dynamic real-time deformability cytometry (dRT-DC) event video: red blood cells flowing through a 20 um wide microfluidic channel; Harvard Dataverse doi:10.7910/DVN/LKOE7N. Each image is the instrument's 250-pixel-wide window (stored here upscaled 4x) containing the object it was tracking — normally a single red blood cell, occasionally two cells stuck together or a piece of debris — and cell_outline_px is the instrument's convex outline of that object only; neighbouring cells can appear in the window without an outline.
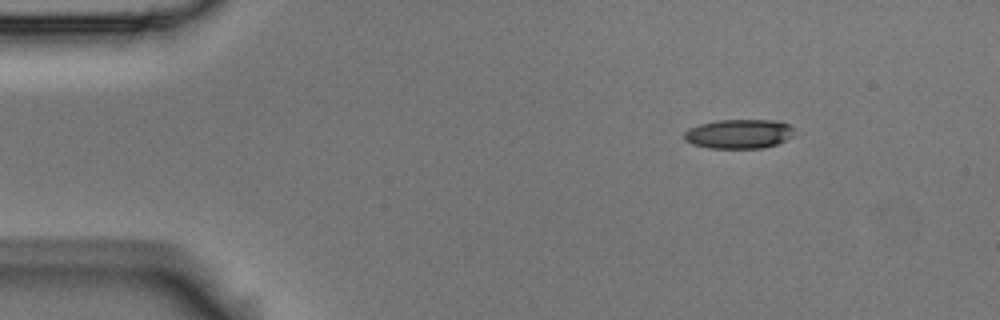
{"species": "Egyptian fruit bat (a non-hibernating species)", "species_latin": "Rousettus aegyptiacus", "temperature_condition": "room temperature", "stored_images_in_passage": 7, "camera_frame_rate_fps": 3000, "um_per_image_px": 0.085, "animal": {"sex": "male"}, "frame": {"image": 1, "passage_image": 1, "time_ms": 0.0, "image_size_px": [1000, 320], "cell_outline_px": [[792, 136], [776, 144], [764, 148], [708, 148], [692, 144], [684, 140], [684, 132], [688, 128], [700, 124], [716, 120], [780, 120], [788, 124], [792, 128]], "centroid_in_image_um": [62.77, 11.38], "position_along_channel_um": 22.2, "area_um2": 18.84}}
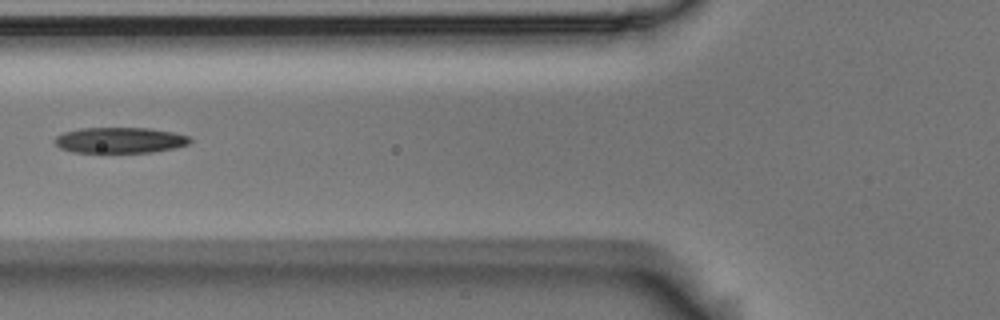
{"frame": {"image": 2, "passage_image": 5, "time_ms": 1.333, "image_size_px": [1000, 320], "cell_outline_px": [[192, 140], [188, 144], [176, 148], [152, 152], [72, 152], [60, 148], [56, 144], [56, 136], [64, 132], [80, 128], [148, 128], [172, 132], [188, 136]], "centroid_in_image_um": [10.2, 11.92], "position_along_channel_um": 115.6, "area_um2": 20.17}}
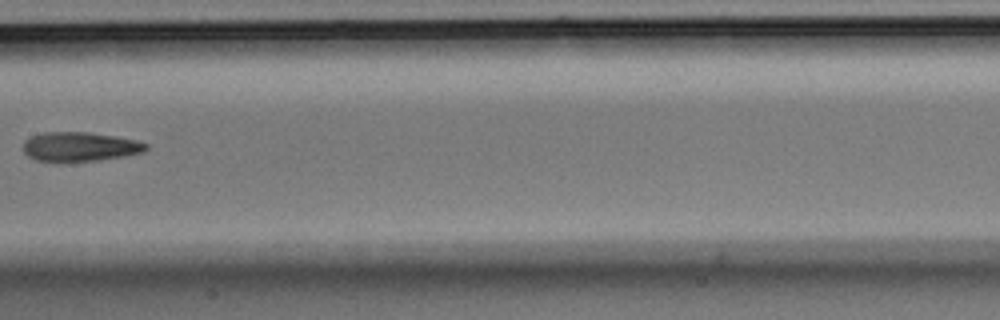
{"frame": {"image": 3, "passage_image": 7, "time_ms": 2.0, "image_size_px": [1000, 320], "cell_outline_px": [[148, 148], [144, 152], [124, 156], [96, 160], [36, 160], [28, 156], [24, 152], [24, 140], [32, 136], [44, 132], [88, 132], [116, 136], [136, 140], [148, 144]], "centroid_in_image_um": [6.82, 12.44], "position_along_channel_um": 200.6, "area_um2": 20.58}}